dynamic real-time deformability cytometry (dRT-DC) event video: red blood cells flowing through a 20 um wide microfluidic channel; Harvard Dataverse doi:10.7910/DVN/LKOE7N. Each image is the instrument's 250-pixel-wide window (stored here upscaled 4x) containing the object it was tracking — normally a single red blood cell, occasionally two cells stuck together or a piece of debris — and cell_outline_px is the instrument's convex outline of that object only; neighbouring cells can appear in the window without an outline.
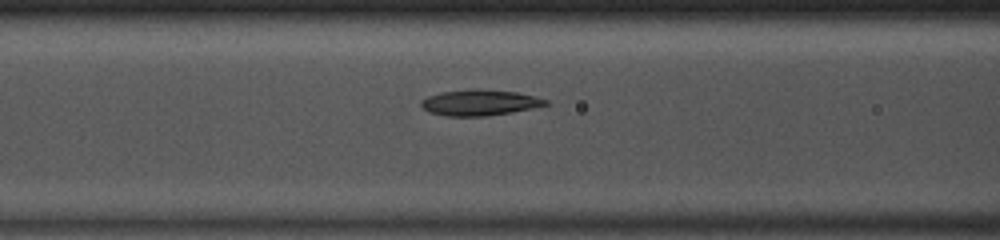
{"species": "common noctule bat (a hibernating species)", "species_latin": "Nyctalus noctula", "temperature_condition": "room temperature", "stored_images_in_passage": 42, "camera_frame_rate_fps": 3000, "um_per_image_px": 0.085, "animal": {"sex": "male", "body_mass_g": 13.0, "forearm_length_mm": 53.1}, "frame": {"image": 1, "passage_image": 13, "time_ms": 4.0, "image_size_px": [1000, 240], "cell_outline_px": [[548, 104], [532, 108], [512, 112], [484, 116], [448, 116], [428, 112], [420, 104], [420, 100], [428, 96], [440, 92], [476, 88], [516, 92], [536, 96], [548, 100]], "centroid_in_image_um": [40.75, 8.71], "position_along_channel_um": 125.8, "area_um2": 18.79}}
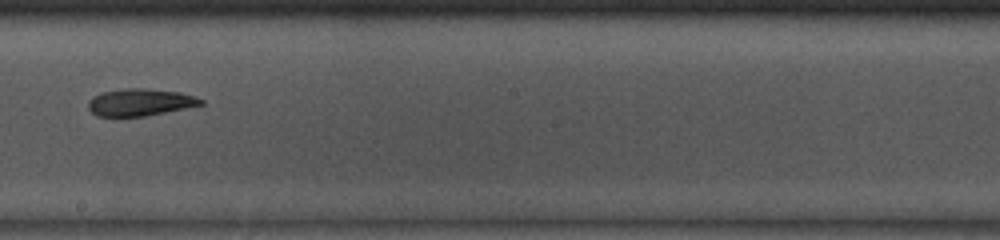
{"frame": {"image": 2, "passage_image": 21, "time_ms": 6.667, "image_size_px": [1000, 240], "cell_outline_px": [[204, 104], [144, 116], [96, 116], [88, 108], [88, 100], [92, 96], [100, 92], [124, 88], [148, 88], [180, 92], [204, 100]], "centroid_in_image_um": [11.85, 8.68], "position_along_channel_um": 236.3, "area_um2": 17.8}}
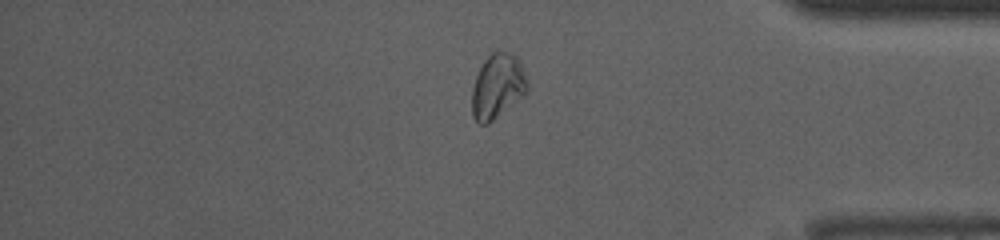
{"frame": {"image": 3, "passage_image": 34, "time_ms": 11.0, "image_size_px": [1000, 240], "cell_outline_px": [[528, 92], [488, 124], [480, 124], [472, 116], [472, 88], [476, 76], [484, 60], [492, 52], [508, 52], [516, 56], [520, 60], [524, 72], [528, 88]], "centroid_in_image_um": [42.29, 7.34], "position_along_channel_um": 392.9, "area_um2": 20.75}, "authors_computed_cell_mechanics": {"area_um2": 18.9584, "velocity_mm_per_s": 4.1353, "shape_relaxation_time_tau1_ms": 11.2004, "shape_relaxation_time_tau2_ms": null, "deformation_change_tau1": 0.2312, "deformation_change_tau2": null}}